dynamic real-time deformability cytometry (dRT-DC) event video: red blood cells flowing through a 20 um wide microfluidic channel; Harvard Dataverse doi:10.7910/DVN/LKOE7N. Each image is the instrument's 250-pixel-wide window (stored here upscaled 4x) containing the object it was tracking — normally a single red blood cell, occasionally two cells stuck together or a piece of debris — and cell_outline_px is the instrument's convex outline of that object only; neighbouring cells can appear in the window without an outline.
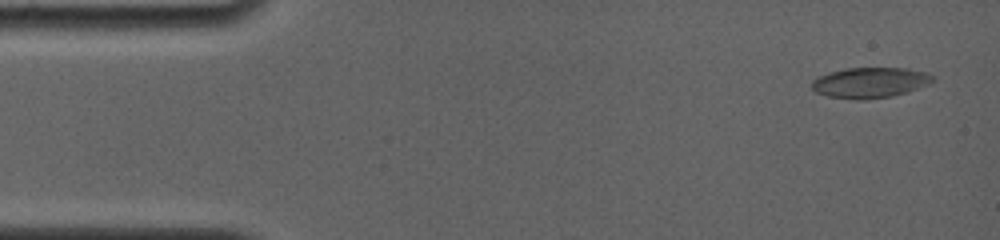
{"species": "common noctule bat (a hibernating species)", "species_latin": "Nyctalus noctula", "temperature_condition": "room temperature", "stored_images_in_passage": 6, "camera_frame_rate_fps": 4000, "um_per_image_px": 0.085, "animal": {"sex": "female", "body_mass_g": 19.0, "forearm_length_mm": 56.7}, "frame": {"image": 1, "passage_image": 1, "time_ms": 0.0, "image_size_px": [1000, 240], "cell_outline_px": [[936, 80], [928, 84], [908, 92], [892, 96], [860, 100], [856, 100], [828, 96], [816, 92], [812, 88], [812, 80], [820, 76], [844, 68], [908, 68], [924, 72], [932, 76]], "centroid_in_image_um": [73.96, 7.02], "position_along_channel_um": 11.0, "area_um2": 21.39}}